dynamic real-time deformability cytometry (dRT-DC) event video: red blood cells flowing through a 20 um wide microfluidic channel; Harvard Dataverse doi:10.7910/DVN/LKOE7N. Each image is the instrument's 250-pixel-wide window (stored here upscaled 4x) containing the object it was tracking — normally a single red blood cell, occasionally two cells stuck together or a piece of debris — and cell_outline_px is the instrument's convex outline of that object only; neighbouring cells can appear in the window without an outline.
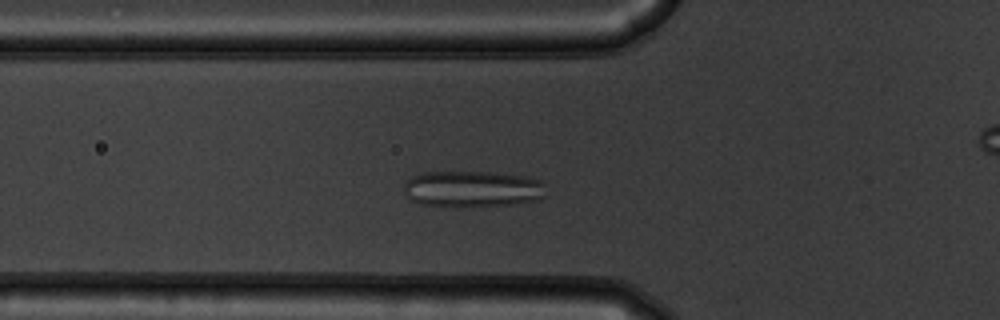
{"species": "common noctule bat (a hibernating species)", "species_latin": "Nyctalus noctula", "temperature_condition": "warm", "stored_images_in_passage": 49, "camera_frame_rate_fps": 3000, "um_per_image_px": 0.085, "animal": {"sex": "male", "body_mass_g": 19.5, "forearm_length_mm": 54.6}, "frame": {"image": 1, "passage_image": 13, "time_ms": 4.0, "image_size_px": [1000, 320], "cell_outline_px": [[544, 196], [540, 200], [512, 204], [468, 208], [452, 208], [420, 204], [412, 200], [404, 192], [404, 184], [412, 176], [420, 172], [492, 172], [524, 176], [544, 180]], "centroid_in_image_um": [40.16, 16.08], "position_along_channel_um": 85.6, "area_um2": 30.87}}
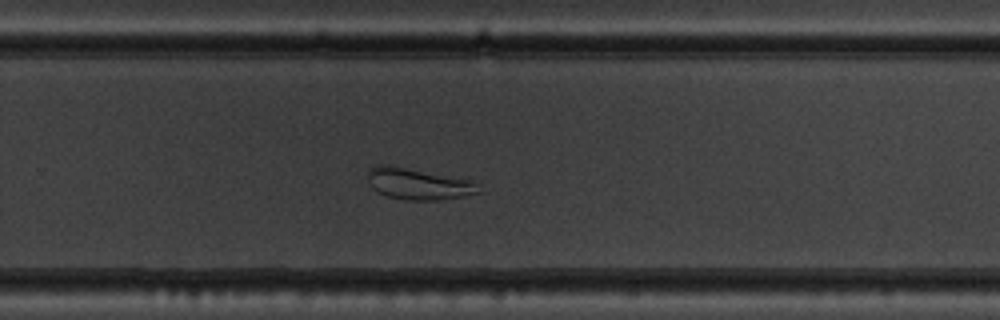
{"frame": {"image": 2, "passage_image": 30, "time_ms": 9.667, "image_size_px": [1000, 320], "cell_outline_px": [[480, 192], [464, 196], [440, 200], [408, 200], [388, 196], [372, 188], [368, 180], [368, 168], [380, 164], [388, 164], [472, 180], [476, 184]], "centroid_in_image_um": [35.53, 15.62], "position_along_channel_um": 294.3, "area_um2": 20.17}}
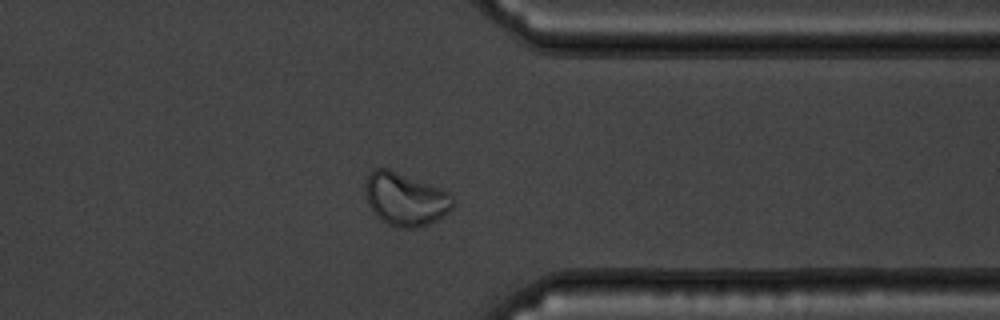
{"frame": {"image": 3, "passage_image": 37, "time_ms": 12.0, "image_size_px": [1000, 320], "cell_outline_px": [[452, 208], [448, 212], [436, 220], [428, 224], [416, 228], [396, 228], [380, 220], [372, 212], [368, 204], [364, 192], [364, 184], [368, 172], [372, 168], [388, 168], [440, 188], [448, 192], [452, 196]], "centroid_in_image_um": [34.38, 16.92], "position_along_channel_um": 377.0, "area_um2": 27.34}, "authors_computed_cell_mechanics": {"area_um2": 26.9348, "velocity_mm_per_s": 3.6906, "shape_relaxation_time_tau1_ms": null, "shape_relaxation_time_tau2_ms": 0.8284, "deformation_change_tau1": null, "deformation_change_tau2": 0.059}}